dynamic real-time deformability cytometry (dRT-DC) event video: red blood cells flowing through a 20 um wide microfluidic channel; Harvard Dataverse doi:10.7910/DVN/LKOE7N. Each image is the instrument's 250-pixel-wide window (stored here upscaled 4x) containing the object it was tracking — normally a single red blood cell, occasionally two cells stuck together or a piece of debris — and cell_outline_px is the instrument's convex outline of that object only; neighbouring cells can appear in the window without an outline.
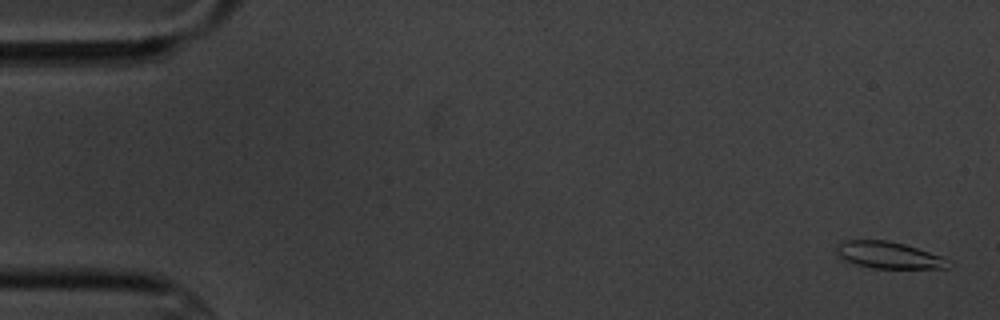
{"species": "common noctule bat (a hibernating species)", "species_latin": "Nyctalus noctula", "temperature_condition": "cold", "stored_images_in_passage": 5, "camera_frame_rate_fps": 3000, "um_per_image_px": 0.085, "animal": {"sex": "male", "body_mass_g": 20.1, "forearm_length_mm": 53.5}, "frame": {"image": 1, "passage_image": 1, "time_ms": 0.0, "image_size_px": [1000, 320], "cell_outline_px": [[952, 268], [872, 268], [856, 264], [844, 260], [836, 252], [836, 244], [844, 240], [888, 240], [904, 244], [940, 256]], "centroid_in_image_um": [75.45, 21.68], "position_along_channel_um": 9.5, "area_um2": 17.17}}
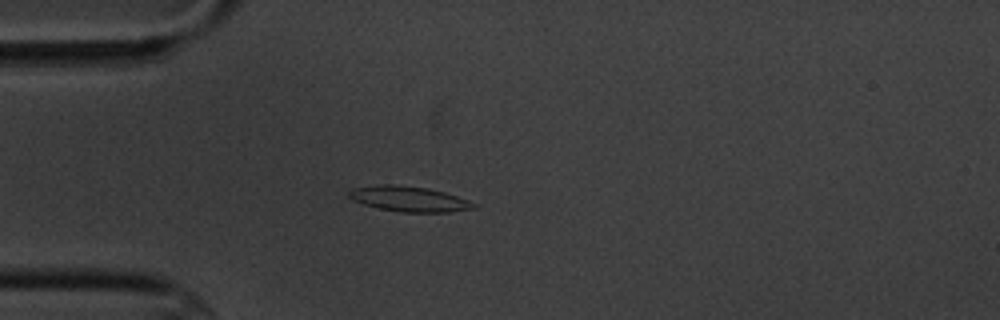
{"frame": {"image": 2, "passage_image": 5, "time_ms": 4.667, "image_size_px": [1000, 320], "cell_outline_px": [[476, 208], [448, 212], [400, 212], [380, 208], [364, 204], [352, 200], [348, 196], [348, 192], [352, 188], [380, 184], [396, 184], [428, 188], [444, 192], [468, 200], [476, 204]], "centroid_in_image_um": [34.74, 16.9], "position_along_channel_um": 50.3, "area_um2": 18.38}}